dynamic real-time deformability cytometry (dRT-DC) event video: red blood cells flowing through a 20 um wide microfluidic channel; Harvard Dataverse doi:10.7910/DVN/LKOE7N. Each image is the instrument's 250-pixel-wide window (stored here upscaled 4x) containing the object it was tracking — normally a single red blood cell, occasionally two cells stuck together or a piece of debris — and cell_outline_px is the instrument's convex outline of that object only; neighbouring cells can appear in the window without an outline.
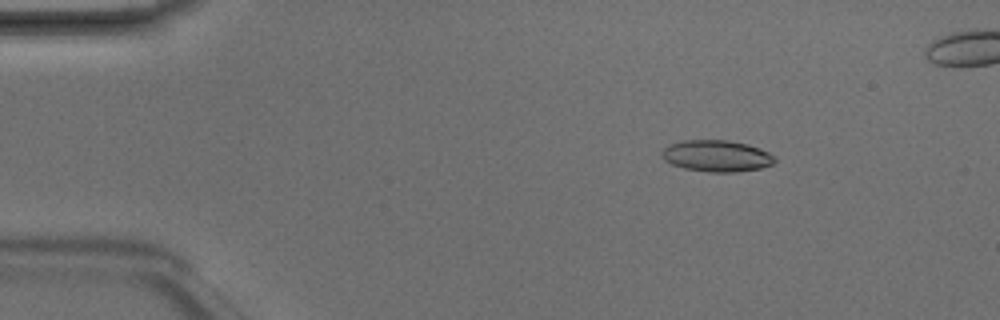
{"species": "Egyptian fruit bat (a non-hibernating species)", "species_latin": "Rousettus aegyptiacus", "temperature_condition": "room temperature", "stored_images_in_passage": 6, "camera_frame_rate_fps": 3000, "um_per_image_px": 0.085, "animal": {"sex": "male"}, "frame": {"image": 1, "passage_image": 3, "time_ms": 0.667, "image_size_px": [1000, 320], "cell_outline_px": [[776, 160], [772, 164], [760, 168], [736, 172], [708, 172], [684, 168], [672, 164], [664, 160], [660, 156], [660, 152], [668, 144], [684, 140], [728, 140], [748, 144], [760, 148], [776, 156]], "centroid_in_image_um": [60.9, 13.25], "position_along_channel_um": 24.1, "area_um2": 20.92}}